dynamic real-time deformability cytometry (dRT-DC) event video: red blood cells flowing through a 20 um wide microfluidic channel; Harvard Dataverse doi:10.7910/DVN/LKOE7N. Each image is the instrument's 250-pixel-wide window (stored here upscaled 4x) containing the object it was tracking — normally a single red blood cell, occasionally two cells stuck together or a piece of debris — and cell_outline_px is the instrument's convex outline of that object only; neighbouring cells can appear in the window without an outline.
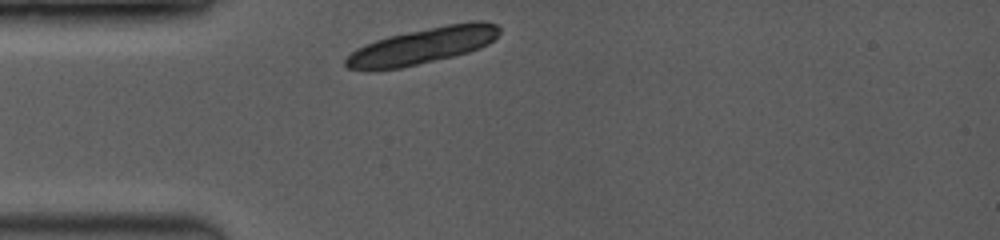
{"species": "common noctule bat (a hibernating species)", "species_latin": "Nyctalus noctula", "temperature_condition": "room temperature", "stored_images_in_passage": 1, "camera_frame_rate_fps": 3500, "um_per_image_px": 0.085, "animal": {"sex": "female", "body_mass_g": 19.0, "forearm_length_mm": 53.3}, "frame": {"image": 1, "passage_image": 1, "time_ms": 0.0, "image_size_px": [1000, 240], "cell_outline_px": [[500, 32], [488, 44], [468, 52], [452, 56], [400, 68], [348, 68], [344, 64], [344, 60], [356, 48], [364, 44], [388, 36], [448, 24], [472, 20], [484, 20], [500, 24]], "centroid_in_image_um": [35.99, 3.85], "position_along_channel_um": 49.0, "area_um2": 31.85}}